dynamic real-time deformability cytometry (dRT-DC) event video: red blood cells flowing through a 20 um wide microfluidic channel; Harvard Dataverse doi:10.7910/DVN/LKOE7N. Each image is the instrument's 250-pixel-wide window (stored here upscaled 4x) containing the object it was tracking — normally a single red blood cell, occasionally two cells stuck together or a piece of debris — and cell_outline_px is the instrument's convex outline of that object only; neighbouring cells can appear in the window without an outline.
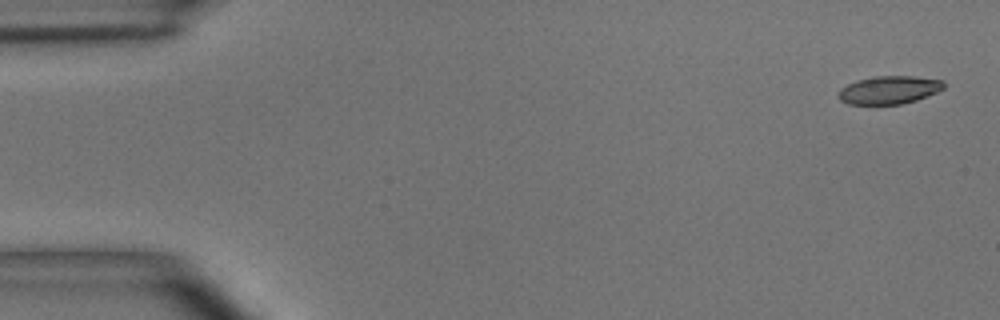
{"species": "common noctule bat (a hibernating species)", "species_latin": "Nyctalus noctula", "temperature_condition": "room temperature", "stored_images_in_passage": 7, "camera_frame_rate_fps": 3000, "um_per_image_px": 0.085, "animal": {"sex": "male", "body_mass_g": 15.6}, "frame": {"image": 1, "passage_image": 1, "time_ms": 0.0, "image_size_px": [1000, 320], "cell_outline_px": [[944, 88], [936, 92], [916, 100], [900, 104], [848, 104], [840, 100], [840, 88], [856, 80], [876, 76], [916, 76], [944, 80]], "centroid_in_image_um": [75.59, 7.63], "position_along_channel_um": 9.4, "area_um2": 17.11}}
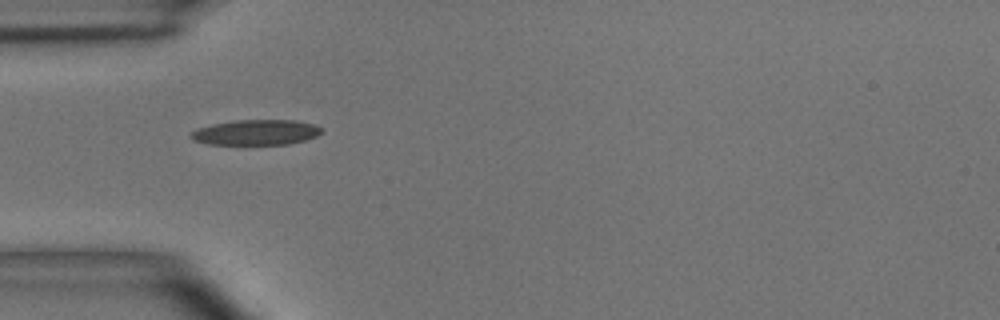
{"frame": {"image": 2, "passage_image": 5, "time_ms": 4.667, "image_size_px": [1000, 320], "cell_outline_px": [[324, 132], [316, 136], [304, 140], [288, 144], [208, 144], [192, 140], [188, 136], [196, 128], [212, 124], [236, 120], [296, 120], [312, 124], [324, 128]], "centroid_in_image_um": [21.76, 11.25], "position_along_channel_um": 63.2, "area_um2": 19.36}}
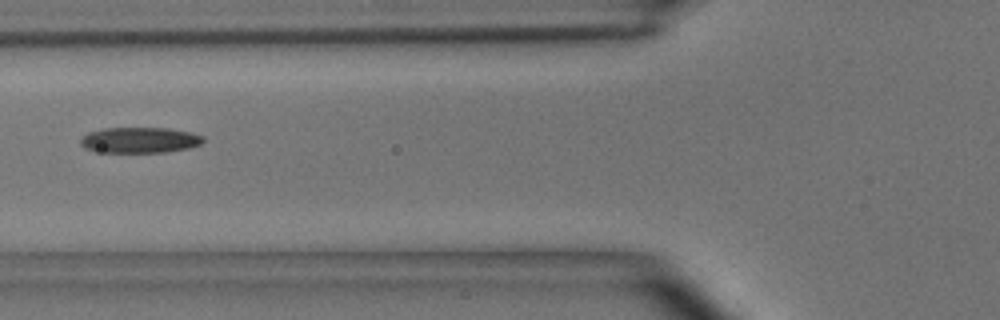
{"frame": {"image": 3, "passage_image": 6, "time_ms": 6.0, "image_size_px": [1000, 320], "cell_outline_px": [[204, 140], [200, 144], [188, 148], [164, 152], [104, 152], [84, 148], [80, 144], [80, 140], [88, 132], [104, 128], [168, 128], [192, 132], [204, 136]], "centroid_in_image_um": [11.89, 11.9], "position_along_channel_um": 113.9, "area_um2": 18.32}}